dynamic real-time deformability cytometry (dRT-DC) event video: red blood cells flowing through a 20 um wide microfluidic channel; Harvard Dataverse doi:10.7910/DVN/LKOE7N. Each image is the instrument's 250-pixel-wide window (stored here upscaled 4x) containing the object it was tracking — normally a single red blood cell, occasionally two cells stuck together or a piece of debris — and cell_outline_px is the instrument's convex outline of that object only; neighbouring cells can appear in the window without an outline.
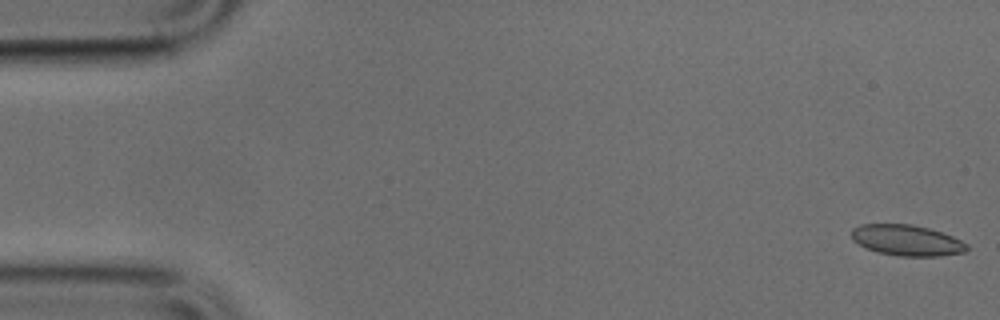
{"species": "common noctule bat (a hibernating species)", "species_latin": "Nyctalus noctula", "temperature_condition": "cold", "stored_images_in_passage": 50, "camera_frame_rate_fps": 3000, "um_per_image_px": 0.085, "animal": {"sex": "male", "body_mass_g": 17.9, "forearm_length_mm": 54.2}, "frame": {"image": 1, "passage_image": 1, "time_ms": 0.0, "image_size_px": [1000, 320], "cell_outline_px": [[968, 248], [964, 252], [940, 256], [900, 256], [876, 252], [852, 240], [852, 228], [860, 224], [912, 224], [928, 228], [952, 236], [968, 244]], "centroid_in_image_um": [77.07, 20.42], "position_along_channel_um": 7.9, "area_um2": 20.63}}
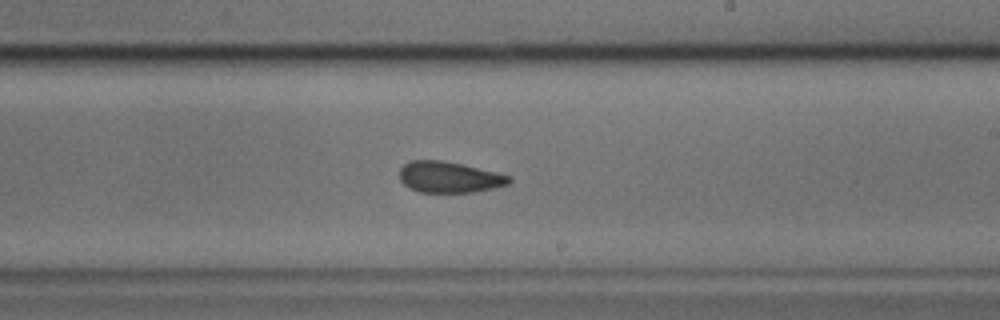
{"frame": {"image": 2, "passage_image": 29, "time_ms": 9.333, "image_size_px": [1000, 320], "cell_outline_px": [[512, 180], [508, 184], [492, 188], [472, 192], [420, 192], [408, 188], [400, 180], [400, 168], [408, 160], [440, 160], [460, 164], [496, 172], [512, 176]], "centroid_in_image_um": [38.16, 15.05], "position_along_channel_um": 250.8, "area_um2": 19.77}}
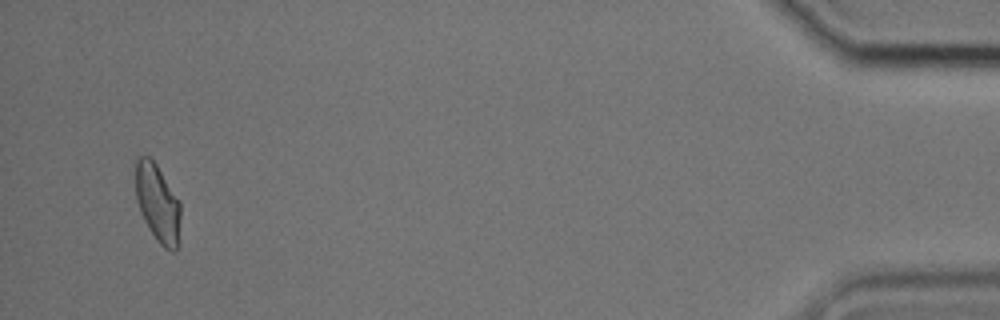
{"frame": {"image": 3, "passage_image": 48, "time_ms": 15.667, "image_size_px": [1000, 320], "cell_outline_px": [[180, 216], [176, 252], [172, 252], [164, 248], [156, 240], [148, 228], [140, 212], [136, 200], [136, 156], [148, 156], [156, 164], [180, 200]], "centroid_in_image_um": [13.39, 17.27], "position_along_channel_um": 421.8, "area_um2": 20.46}}